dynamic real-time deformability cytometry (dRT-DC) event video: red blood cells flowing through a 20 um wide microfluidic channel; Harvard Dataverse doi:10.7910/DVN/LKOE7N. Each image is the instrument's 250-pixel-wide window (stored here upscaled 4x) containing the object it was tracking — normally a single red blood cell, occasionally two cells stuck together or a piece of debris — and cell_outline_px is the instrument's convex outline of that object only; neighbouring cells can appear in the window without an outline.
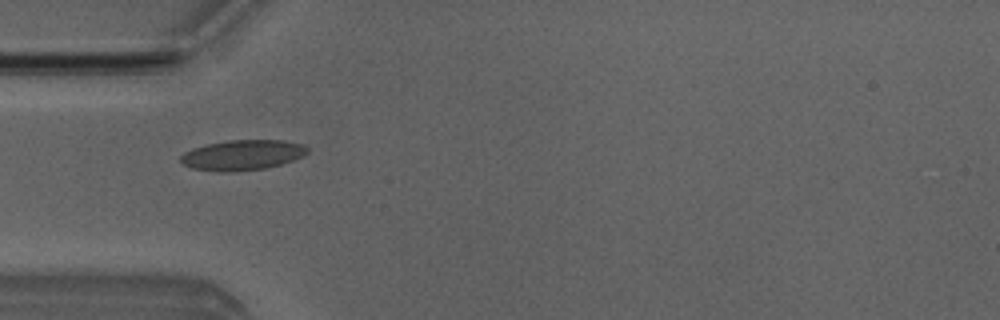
{"species": "Egyptian fruit bat (a non-hibernating species)", "species_latin": "Rousettus aegyptiacus", "temperature_condition": "room temperature", "stored_images_in_passage": 4, "camera_frame_rate_fps": 3000, "um_per_image_px": 0.085, "animal": {"sex": "male"}, "frame": {"image": 1, "passage_image": 1, "time_ms": 0.0, "image_size_px": [1000, 320], "cell_outline_px": [[308, 152], [304, 156], [280, 164], [264, 168], [232, 172], [220, 172], [192, 168], [184, 164], [180, 160], [180, 156], [184, 152], [192, 148], [208, 144], [228, 140], [284, 140], [304, 144], [308, 148]], "centroid_in_image_um": [20.61, 13.17], "position_along_channel_um": 64.4, "area_um2": 22.37}}
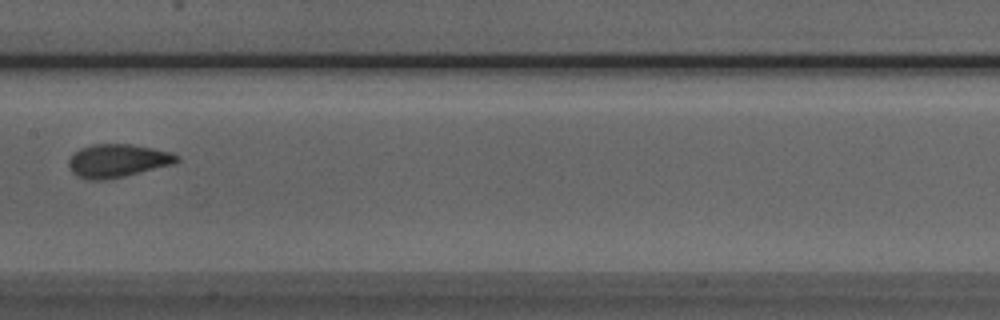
{"frame": {"image": 2, "passage_image": 4, "time_ms": 3.333, "image_size_px": [1000, 320], "cell_outline_px": [[180, 160], [176, 164], [124, 176], [104, 180], [88, 180], [76, 176], [68, 168], [68, 160], [72, 152], [80, 148], [92, 144], [132, 144], [172, 152], [180, 156]], "centroid_in_image_um": [9.99, 13.66], "position_along_channel_um": 197.4, "area_um2": 21.33}}